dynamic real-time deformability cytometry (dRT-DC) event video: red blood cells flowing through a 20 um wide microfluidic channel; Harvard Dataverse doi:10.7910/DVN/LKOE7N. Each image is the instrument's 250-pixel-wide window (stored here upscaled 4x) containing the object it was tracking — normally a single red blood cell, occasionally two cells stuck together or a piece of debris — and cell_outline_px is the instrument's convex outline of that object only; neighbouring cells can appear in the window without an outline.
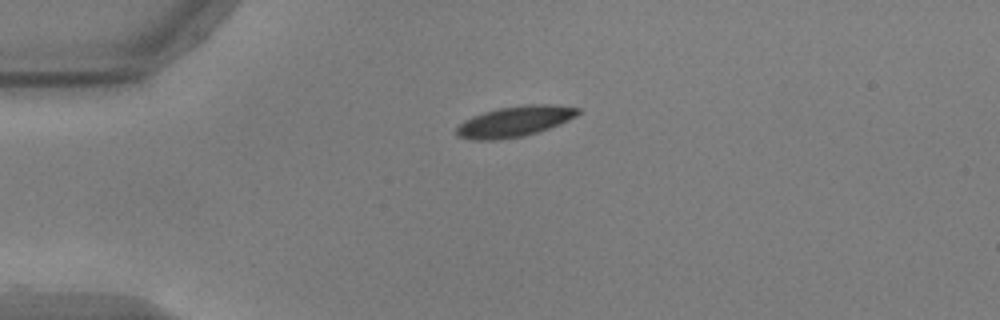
{"species": "common noctule bat (a hibernating species)", "species_latin": "Nyctalus noctula", "temperature_condition": "warm", "stored_images_in_passage": 43, "camera_frame_rate_fps": 3000, "um_per_image_px": 0.085, "animal": {"sex": "male", "body_mass_g": 17.9, "forearm_length_mm": 54.2}, "frame": {"image": 1, "passage_image": 1, "time_ms": 0.0, "image_size_px": [1000, 320], "cell_outline_px": [[580, 112], [576, 116], [560, 124], [524, 136], [500, 140], [472, 140], [456, 136], [456, 128], [464, 120], [472, 116], [484, 112], [500, 108], [528, 104], [552, 104], [580, 108]], "centroid_in_image_um": [43.73, 10.33], "position_along_channel_um": 41.3, "area_um2": 21.68}}
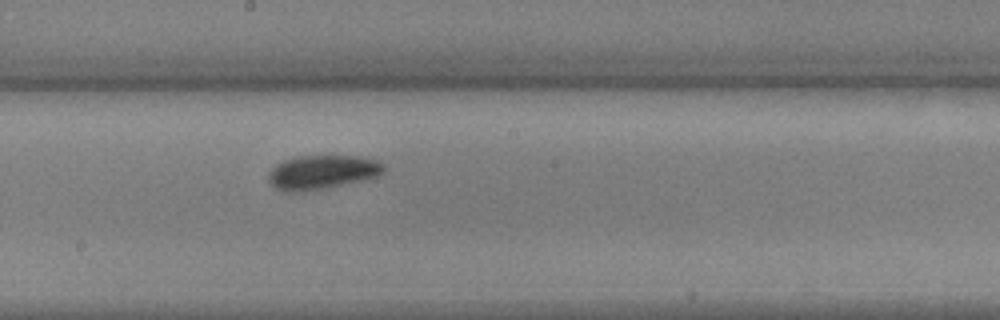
{"frame": {"image": 2, "passage_image": 18, "time_ms": 5.667, "image_size_px": [1000, 320], "cell_outline_px": [[384, 172], [376, 176], [364, 180], [328, 188], [304, 192], [284, 192], [276, 188], [268, 180], [268, 172], [276, 164], [284, 160], [300, 156], [360, 156], [376, 160], [384, 164]], "centroid_in_image_um": [27.37, 14.65], "position_along_channel_um": 220.8, "area_um2": 23.06}}
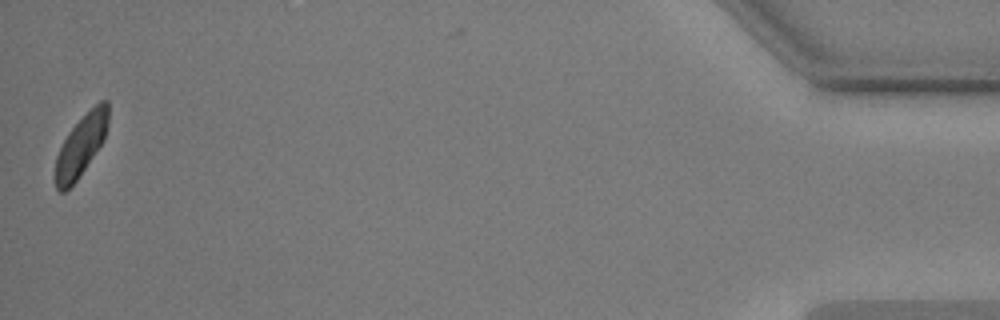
{"frame": {"image": 3, "passage_image": 42, "time_ms": 13.667, "image_size_px": [1000, 320], "cell_outline_px": [[108, 124], [104, 140], [76, 180], [64, 192], [60, 192], [56, 188], [56, 156], [68, 132], [100, 100], [108, 100]], "centroid_in_image_um": [6.9, 12.35], "position_along_channel_um": 428.3, "area_um2": 18.26}, "authors_computed_cell_mechanics": {"area_um2": 21.5016, "velocity_mm_per_s": 3.6883, "shape_relaxation_time_tau1_ms": 6.9214, "shape_relaxation_time_tau2_ms": 6.3672, "deformation_change_tau1": 0.1875, "deformation_change_tau2": 0.087}}